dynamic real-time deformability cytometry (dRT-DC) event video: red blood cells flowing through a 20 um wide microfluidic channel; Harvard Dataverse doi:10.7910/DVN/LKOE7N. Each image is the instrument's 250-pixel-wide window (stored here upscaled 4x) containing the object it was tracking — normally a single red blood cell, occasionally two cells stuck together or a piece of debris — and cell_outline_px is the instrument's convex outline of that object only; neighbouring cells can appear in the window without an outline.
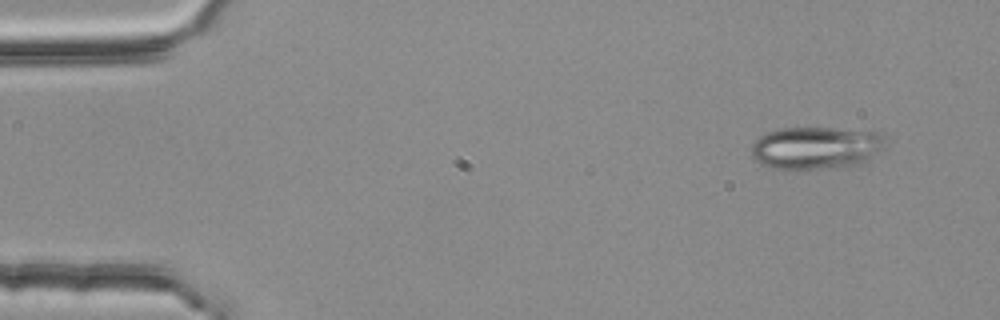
{"species": "common noctule bat (a hibernating species)", "species_latin": "Nyctalus noctula", "temperature_condition": "room temperature", "stored_images_in_passage": 4, "camera_frame_rate_fps": 3000, "um_per_image_px": 0.085, "animal": {"sex": "female", "body_mass_g": 25.1}, "frame": {"image": 1, "passage_image": 1, "time_ms": 0.0, "image_size_px": [1000, 320], "cell_outline_px": [[884, 144], [868, 160], [852, 164], [820, 168], [772, 168], [760, 164], [752, 156], [752, 144], [760, 136], [768, 132], [780, 128], [832, 128], [876, 132], [884, 136]], "centroid_in_image_um": [69.29, 12.54], "position_along_channel_um": 15.7, "area_um2": 32.31}}